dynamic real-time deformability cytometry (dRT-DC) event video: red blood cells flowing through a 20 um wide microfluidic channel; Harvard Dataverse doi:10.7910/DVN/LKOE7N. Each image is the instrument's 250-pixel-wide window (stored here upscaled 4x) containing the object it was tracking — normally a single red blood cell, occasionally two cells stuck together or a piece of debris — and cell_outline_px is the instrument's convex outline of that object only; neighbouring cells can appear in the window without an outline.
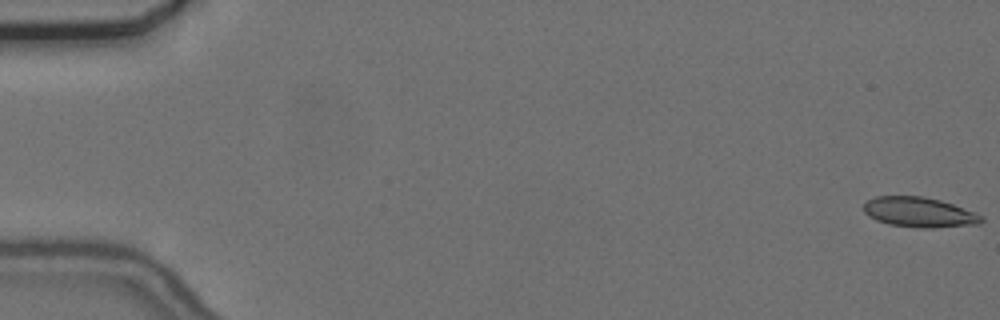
{"species": "common noctule bat (a hibernating species)", "species_latin": "Nyctalus noctula", "temperature_condition": "cold", "stored_images_in_passage": 56, "camera_frame_rate_fps": 3000, "um_per_image_px": 0.085, "animal": {"sex": "female", "body_mass_g": 24.6, "forearm_length_mm": 56.2}, "frame": {"image": 1, "passage_image": 1, "time_ms": 0.0, "image_size_px": [1000, 320], "cell_outline_px": [[984, 220], [980, 224], [928, 228], [920, 228], [888, 224], [876, 220], [868, 216], [864, 212], [864, 204], [868, 200], [876, 196], [924, 196], [940, 200], [952, 204], [984, 216]], "centroid_in_image_um": [78.13, 18.04], "position_along_channel_um": 6.9, "area_um2": 20.58}}
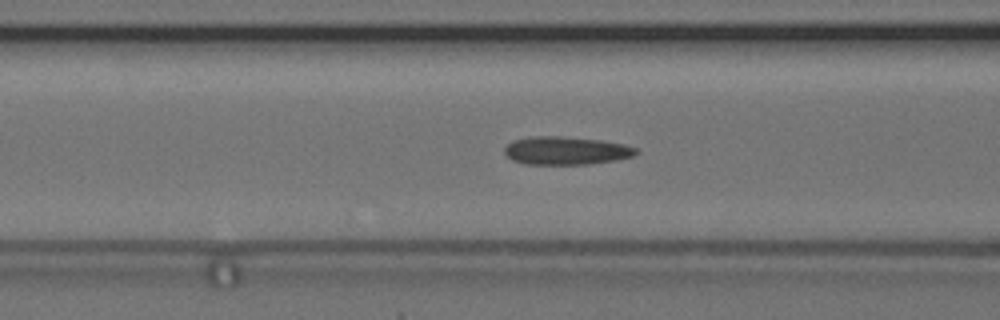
{"frame": {"image": 2, "passage_image": 23, "time_ms": 7.333, "image_size_px": [1000, 320], "cell_outline_px": [[640, 152], [632, 156], [616, 160], [588, 164], [524, 164], [512, 160], [504, 152], [504, 148], [512, 140], [532, 136], [560, 136], [604, 140], [624, 144], [636, 148]], "centroid_in_image_um": [48.12, 12.8], "position_along_channel_um": 118.5, "area_um2": 21.68}}
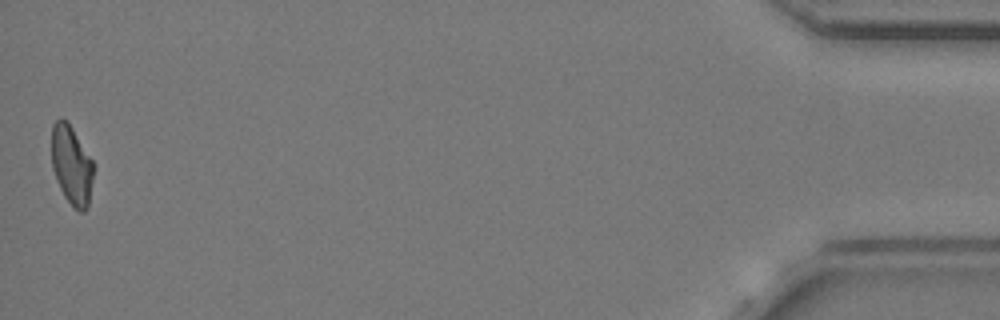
{"frame": {"image": 3, "passage_image": 56, "time_ms": 18.333, "image_size_px": [1000, 320], "cell_outline_px": [[92, 180], [88, 208], [84, 212], [80, 212], [72, 208], [64, 196], [56, 180], [52, 168], [52, 124], [60, 116], [68, 120], [92, 160]], "centroid_in_image_um": [6.06, 14.03], "position_along_channel_um": 429.1, "area_um2": 19.48}, "authors_computed_cell_mechanics": {"area_um2": 20.5479, "velocity_mm_per_s": 3.6854, "shape_relaxation_time_tau1_ms": null, "shape_relaxation_time_tau2_ms": 7.477, "deformation_change_tau1": null, "deformation_change_tau2": 0.1577}}